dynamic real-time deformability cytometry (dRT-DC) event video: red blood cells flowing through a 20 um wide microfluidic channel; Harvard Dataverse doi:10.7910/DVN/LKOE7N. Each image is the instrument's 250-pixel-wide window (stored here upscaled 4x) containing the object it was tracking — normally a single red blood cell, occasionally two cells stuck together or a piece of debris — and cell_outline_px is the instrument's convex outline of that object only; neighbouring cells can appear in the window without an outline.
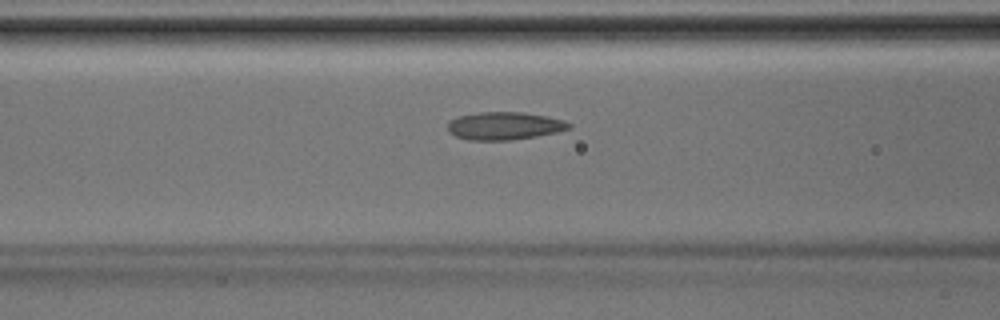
{"species": "Egyptian fruit bat (a non-hibernating species)", "species_latin": "Rousettus aegyptiacus", "temperature_condition": "room temperature", "stored_images_in_passage": 30, "segment_of_instrument_passage": [1, 2], "camera_frame_rate_fps": 3000, "um_per_image_px": 0.085, "animal": {"sex": "male"}, "frame": {"image": 1, "passage_image": 4, "time_ms": 1.0, "image_size_px": [1000, 320], "cell_outline_px": [[572, 128], [556, 132], [536, 136], [508, 140], [468, 140], [456, 136], [448, 132], [448, 124], [452, 120], [460, 116], [480, 112], [524, 112], [548, 116], [564, 120], [572, 124]], "centroid_in_image_um": [42.91, 10.69], "position_along_channel_um": 123.7, "area_um2": 19.59}}
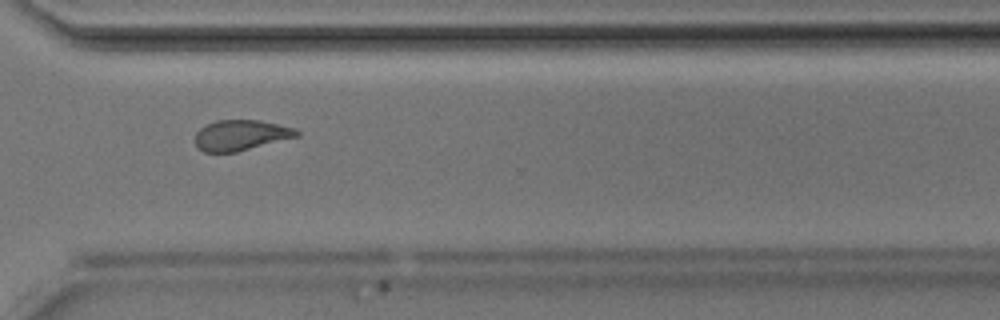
{"frame": {"image": 2, "passage_image": 18, "time_ms": 5.667, "image_size_px": [1000, 320], "cell_outline_px": [[300, 136], [236, 152], [204, 152], [196, 148], [196, 132], [200, 128], [216, 120], [260, 120], [292, 128], [300, 132]], "centroid_in_image_um": [20.45, 11.5], "position_along_channel_um": 350.1, "area_um2": 17.98}}
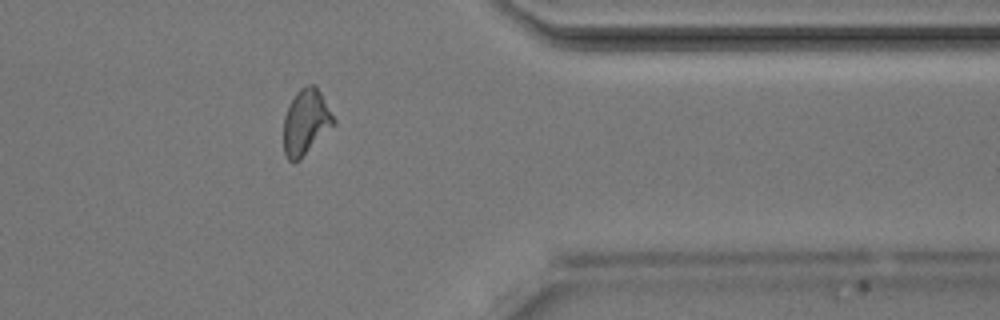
{"frame": {"image": 3, "passage_image": 21, "time_ms": 6.667, "image_size_px": [1000, 320], "cell_outline_px": [[336, 124], [300, 160], [288, 160], [284, 156], [284, 116], [296, 92], [300, 88], [308, 84], [312, 84], [320, 92], [336, 120]], "centroid_in_image_um": [26.01, 10.4], "position_along_channel_um": 385.4, "area_um2": 19.02}}